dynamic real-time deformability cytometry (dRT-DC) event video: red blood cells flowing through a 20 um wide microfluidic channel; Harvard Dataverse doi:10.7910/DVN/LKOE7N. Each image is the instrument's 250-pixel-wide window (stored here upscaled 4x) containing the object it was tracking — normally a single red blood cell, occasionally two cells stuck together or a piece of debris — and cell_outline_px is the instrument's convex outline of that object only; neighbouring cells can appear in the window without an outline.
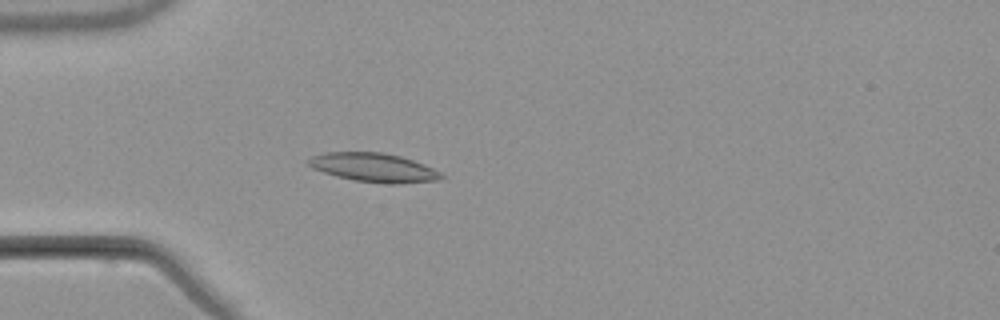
{"species": "common noctule bat (a hibernating species)", "species_latin": "Nyctalus noctula", "temperature_condition": "warm", "stored_images_in_passage": 5, "camera_frame_rate_fps": 3000, "um_per_image_px": 0.085, "animal": {"sex": "male", "body_mass_g": 21.5, "forearm_length_mm": 52.0}, "frame": {"image": 1, "passage_image": 5, "time_ms": 4.667, "image_size_px": [1000, 320], "cell_outline_px": [[444, 176], [440, 180], [396, 184], [388, 184], [356, 180], [336, 176], [312, 168], [304, 160], [312, 156], [324, 152], [380, 152], [400, 156], [424, 164], [440, 172]], "centroid_in_image_um": [31.74, 14.24], "position_along_channel_um": 53.3, "area_um2": 22.31}}